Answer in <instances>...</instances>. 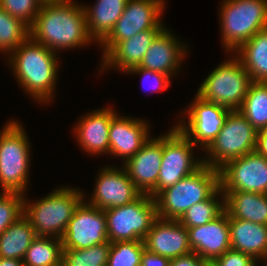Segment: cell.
Segmentation results:
<instances>
[{"label":"cell","mask_w":267,"mask_h":266,"mask_svg":"<svg viewBox=\"0 0 267 266\" xmlns=\"http://www.w3.org/2000/svg\"><path fill=\"white\" fill-rule=\"evenodd\" d=\"M30 28V37L52 51L89 45L82 4L74 0L44 1ZM92 40V41H91Z\"/></svg>","instance_id":"6da1fadb"},{"label":"cell","mask_w":267,"mask_h":266,"mask_svg":"<svg viewBox=\"0 0 267 266\" xmlns=\"http://www.w3.org/2000/svg\"><path fill=\"white\" fill-rule=\"evenodd\" d=\"M56 54L29 36L9 55L14 77L36 102L50 103L55 93L59 67Z\"/></svg>","instance_id":"7a4b0ae2"},{"label":"cell","mask_w":267,"mask_h":266,"mask_svg":"<svg viewBox=\"0 0 267 266\" xmlns=\"http://www.w3.org/2000/svg\"><path fill=\"white\" fill-rule=\"evenodd\" d=\"M84 196L83 191L69 186L55 189L33 203L24 196L23 215L30 221L35 236L61 239Z\"/></svg>","instance_id":"3957f363"},{"label":"cell","mask_w":267,"mask_h":266,"mask_svg":"<svg viewBox=\"0 0 267 266\" xmlns=\"http://www.w3.org/2000/svg\"><path fill=\"white\" fill-rule=\"evenodd\" d=\"M219 187V170L203 163L154 198L157 217L179 220L191 206L208 199Z\"/></svg>","instance_id":"277c9868"},{"label":"cell","mask_w":267,"mask_h":266,"mask_svg":"<svg viewBox=\"0 0 267 266\" xmlns=\"http://www.w3.org/2000/svg\"><path fill=\"white\" fill-rule=\"evenodd\" d=\"M16 120L8 121L0 133L1 192L25 195L30 167V142L24 128Z\"/></svg>","instance_id":"5b68a950"},{"label":"cell","mask_w":267,"mask_h":266,"mask_svg":"<svg viewBox=\"0 0 267 266\" xmlns=\"http://www.w3.org/2000/svg\"><path fill=\"white\" fill-rule=\"evenodd\" d=\"M221 3V43L233 54L257 32L267 28V0H224Z\"/></svg>","instance_id":"8992f818"},{"label":"cell","mask_w":267,"mask_h":266,"mask_svg":"<svg viewBox=\"0 0 267 266\" xmlns=\"http://www.w3.org/2000/svg\"><path fill=\"white\" fill-rule=\"evenodd\" d=\"M249 73L242 62L234 59L219 64L203 81L197 90L201 99L226 107L239 110L243 104L251 84Z\"/></svg>","instance_id":"52a82bcc"},{"label":"cell","mask_w":267,"mask_h":266,"mask_svg":"<svg viewBox=\"0 0 267 266\" xmlns=\"http://www.w3.org/2000/svg\"><path fill=\"white\" fill-rule=\"evenodd\" d=\"M258 131L239 110L230 111L219 134L205 149V165L219 170L226 163L255 151Z\"/></svg>","instance_id":"ba28073f"},{"label":"cell","mask_w":267,"mask_h":266,"mask_svg":"<svg viewBox=\"0 0 267 266\" xmlns=\"http://www.w3.org/2000/svg\"><path fill=\"white\" fill-rule=\"evenodd\" d=\"M108 241H143L157 218L156 202L149 194L123 206L106 209Z\"/></svg>","instance_id":"9c48e42d"},{"label":"cell","mask_w":267,"mask_h":266,"mask_svg":"<svg viewBox=\"0 0 267 266\" xmlns=\"http://www.w3.org/2000/svg\"><path fill=\"white\" fill-rule=\"evenodd\" d=\"M196 147L177 127L171 128L163 136V156L155 190L150 194L155 198L166 188L182 178L194 173L202 164V159H194Z\"/></svg>","instance_id":"30bf717a"},{"label":"cell","mask_w":267,"mask_h":266,"mask_svg":"<svg viewBox=\"0 0 267 266\" xmlns=\"http://www.w3.org/2000/svg\"><path fill=\"white\" fill-rule=\"evenodd\" d=\"M164 0H128L125 10L110 33L99 43L103 59L120 41L144 30L164 26L161 20Z\"/></svg>","instance_id":"8fae6325"},{"label":"cell","mask_w":267,"mask_h":266,"mask_svg":"<svg viewBox=\"0 0 267 266\" xmlns=\"http://www.w3.org/2000/svg\"><path fill=\"white\" fill-rule=\"evenodd\" d=\"M222 192L267 194V159L256 151L231 160L219 169Z\"/></svg>","instance_id":"7c38bea8"},{"label":"cell","mask_w":267,"mask_h":266,"mask_svg":"<svg viewBox=\"0 0 267 266\" xmlns=\"http://www.w3.org/2000/svg\"><path fill=\"white\" fill-rule=\"evenodd\" d=\"M61 241L63 249H85L107 243L105 211L83 200L68 222Z\"/></svg>","instance_id":"4fadbf2b"},{"label":"cell","mask_w":267,"mask_h":266,"mask_svg":"<svg viewBox=\"0 0 267 266\" xmlns=\"http://www.w3.org/2000/svg\"><path fill=\"white\" fill-rule=\"evenodd\" d=\"M185 111L187 122L179 121L176 127L194 144L206 149L219 134L228 113L224 106L211 103L195 95L193 102Z\"/></svg>","instance_id":"5bb4252c"},{"label":"cell","mask_w":267,"mask_h":266,"mask_svg":"<svg viewBox=\"0 0 267 266\" xmlns=\"http://www.w3.org/2000/svg\"><path fill=\"white\" fill-rule=\"evenodd\" d=\"M114 167L108 165L99 171L94 193L88 204L106 210L131 203L142 194L124 167Z\"/></svg>","instance_id":"9a60e30c"},{"label":"cell","mask_w":267,"mask_h":266,"mask_svg":"<svg viewBox=\"0 0 267 266\" xmlns=\"http://www.w3.org/2000/svg\"><path fill=\"white\" fill-rule=\"evenodd\" d=\"M187 230L192 252L208 263L231 249L229 216L225 210L209 223Z\"/></svg>","instance_id":"2e32d148"},{"label":"cell","mask_w":267,"mask_h":266,"mask_svg":"<svg viewBox=\"0 0 267 266\" xmlns=\"http://www.w3.org/2000/svg\"><path fill=\"white\" fill-rule=\"evenodd\" d=\"M163 156V135L154 137L130 159L122 164L137 189L142 194H151L157 185Z\"/></svg>","instance_id":"e0dca14e"},{"label":"cell","mask_w":267,"mask_h":266,"mask_svg":"<svg viewBox=\"0 0 267 266\" xmlns=\"http://www.w3.org/2000/svg\"><path fill=\"white\" fill-rule=\"evenodd\" d=\"M143 241L148 251L169 260L192 252L188 230L178 220L157 217Z\"/></svg>","instance_id":"ac0fdd59"},{"label":"cell","mask_w":267,"mask_h":266,"mask_svg":"<svg viewBox=\"0 0 267 266\" xmlns=\"http://www.w3.org/2000/svg\"><path fill=\"white\" fill-rule=\"evenodd\" d=\"M147 121L116 114L109 129V154L123 158L133 157L150 139Z\"/></svg>","instance_id":"d6986e66"},{"label":"cell","mask_w":267,"mask_h":266,"mask_svg":"<svg viewBox=\"0 0 267 266\" xmlns=\"http://www.w3.org/2000/svg\"><path fill=\"white\" fill-rule=\"evenodd\" d=\"M171 32L164 28L156 36L138 67L170 77L177 73L183 62L181 60L187 54V48Z\"/></svg>","instance_id":"ffe728a7"},{"label":"cell","mask_w":267,"mask_h":266,"mask_svg":"<svg viewBox=\"0 0 267 266\" xmlns=\"http://www.w3.org/2000/svg\"><path fill=\"white\" fill-rule=\"evenodd\" d=\"M86 114L74 128L79 147L93 156L108 154L111 119L117 113L111 108H101Z\"/></svg>","instance_id":"44dd1931"},{"label":"cell","mask_w":267,"mask_h":266,"mask_svg":"<svg viewBox=\"0 0 267 266\" xmlns=\"http://www.w3.org/2000/svg\"><path fill=\"white\" fill-rule=\"evenodd\" d=\"M164 28V26H156L151 30L141 31L131 38L120 41L102 59L101 70L115 67L120 69L119 71L127 72L139 66L152 41Z\"/></svg>","instance_id":"7402d4cb"},{"label":"cell","mask_w":267,"mask_h":266,"mask_svg":"<svg viewBox=\"0 0 267 266\" xmlns=\"http://www.w3.org/2000/svg\"><path fill=\"white\" fill-rule=\"evenodd\" d=\"M229 228L232 250L248 254L256 261L267 259V225L229 218Z\"/></svg>","instance_id":"603a6c76"},{"label":"cell","mask_w":267,"mask_h":266,"mask_svg":"<svg viewBox=\"0 0 267 266\" xmlns=\"http://www.w3.org/2000/svg\"><path fill=\"white\" fill-rule=\"evenodd\" d=\"M229 218L267 225V194L245 191L223 192Z\"/></svg>","instance_id":"cb8c5ba5"},{"label":"cell","mask_w":267,"mask_h":266,"mask_svg":"<svg viewBox=\"0 0 267 266\" xmlns=\"http://www.w3.org/2000/svg\"><path fill=\"white\" fill-rule=\"evenodd\" d=\"M91 6H85L86 26L89 36L100 43L113 29L125 10L128 0H96Z\"/></svg>","instance_id":"d4e9b609"},{"label":"cell","mask_w":267,"mask_h":266,"mask_svg":"<svg viewBox=\"0 0 267 266\" xmlns=\"http://www.w3.org/2000/svg\"><path fill=\"white\" fill-rule=\"evenodd\" d=\"M235 53L252 82H267V28L257 32Z\"/></svg>","instance_id":"484cf974"},{"label":"cell","mask_w":267,"mask_h":266,"mask_svg":"<svg viewBox=\"0 0 267 266\" xmlns=\"http://www.w3.org/2000/svg\"><path fill=\"white\" fill-rule=\"evenodd\" d=\"M35 237L30 221L22 215L0 234V257L23 261Z\"/></svg>","instance_id":"4316f807"},{"label":"cell","mask_w":267,"mask_h":266,"mask_svg":"<svg viewBox=\"0 0 267 266\" xmlns=\"http://www.w3.org/2000/svg\"><path fill=\"white\" fill-rule=\"evenodd\" d=\"M63 248L61 239L36 236L26 251L24 266H61Z\"/></svg>","instance_id":"83f0119b"},{"label":"cell","mask_w":267,"mask_h":266,"mask_svg":"<svg viewBox=\"0 0 267 266\" xmlns=\"http://www.w3.org/2000/svg\"><path fill=\"white\" fill-rule=\"evenodd\" d=\"M239 111L258 132L267 125V82H251Z\"/></svg>","instance_id":"f1b7e54d"},{"label":"cell","mask_w":267,"mask_h":266,"mask_svg":"<svg viewBox=\"0 0 267 266\" xmlns=\"http://www.w3.org/2000/svg\"><path fill=\"white\" fill-rule=\"evenodd\" d=\"M224 210V194L219 187L208 199L191 206L178 221L186 228L202 226L218 217Z\"/></svg>","instance_id":"f546056e"},{"label":"cell","mask_w":267,"mask_h":266,"mask_svg":"<svg viewBox=\"0 0 267 266\" xmlns=\"http://www.w3.org/2000/svg\"><path fill=\"white\" fill-rule=\"evenodd\" d=\"M29 36V26L0 7V52L9 57Z\"/></svg>","instance_id":"4dcf8cb0"},{"label":"cell","mask_w":267,"mask_h":266,"mask_svg":"<svg viewBox=\"0 0 267 266\" xmlns=\"http://www.w3.org/2000/svg\"><path fill=\"white\" fill-rule=\"evenodd\" d=\"M111 243H102L85 249H63L61 266H106Z\"/></svg>","instance_id":"1f68e13d"},{"label":"cell","mask_w":267,"mask_h":266,"mask_svg":"<svg viewBox=\"0 0 267 266\" xmlns=\"http://www.w3.org/2000/svg\"><path fill=\"white\" fill-rule=\"evenodd\" d=\"M144 241H117L111 243L106 266H140Z\"/></svg>","instance_id":"d6a6232c"},{"label":"cell","mask_w":267,"mask_h":266,"mask_svg":"<svg viewBox=\"0 0 267 266\" xmlns=\"http://www.w3.org/2000/svg\"><path fill=\"white\" fill-rule=\"evenodd\" d=\"M24 213V194L2 192L0 194V234Z\"/></svg>","instance_id":"836d02e7"},{"label":"cell","mask_w":267,"mask_h":266,"mask_svg":"<svg viewBox=\"0 0 267 266\" xmlns=\"http://www.w3.org/2000/svg\"><path fill=\"white\" fill-rule=\"evenodd\" d=\"M43 2V0H0V7L30 27Z\"/></svg>","instance_id":"e575fe53"},{"label":"cell","mask_w":267,"mask_h":266,"mask_svg":"<svg viewBox=\"0 0 267 266\" xmlns=\"http://www.w3.org/2000/svg\"><path fill=\"white\" fill-rule=\"evenodd\" d=\"M212 264L214 266H256L257 261L248 254L229 249Z\"/></svg>","instance_id":"d590c367"},{"label":"cell","mask_w":267,"mask_h":266,"mask_svg":"<svg viewBox=\"0 0 267 266\" xmlns=\"http://www.w3.org/2000/svg\"><path fill=\"white\" fill-rule=\"evenodd\" d=\"M132 73V74H138L140 75L141 74V77H142V80L145 82L149 81L151 79V82L152 80H154L153 82L155 83H151V82H148V83H151V85H149V88H152V91H164L166 90V88L169 87L170 85V81H171V77L164 74V73H161V72H157V71H151V70H146V69H143V68H140V67H134L130 70H128L126 73ZM142 81V83H143ZM145 82V83H146ZM144 84V83H143ZM153 84V85H152ZM152 86V87H151Z\"/></svg>","instance_id":"8d00e7d4"},{"label":"cell","mask_w":267,"mask_h":266,"mask_svg":"<svg viewBox=\"0 0 267 266\" xmlns=\"http://www.w3.org/2000/svg\"><path fill=\"white\" fill-rule=\"evenodd\" d=\"M170 261L165 256L152 253L145 248L142 252L140 266H170Z\"/></svg>","instance_id":"74e56055"},{"label":"cell","mask_w":267,"mask_h":266,"mask_svg":"<svg viewBox=\"0 0 267 266\" xmlns=\"http://www.w3.org/2000/svg\"><path fill=\"white\" fill-rule=\"evenodd\" d=\"M207 264L208 262L193 252L170 261V266H207Z\"/></svg>","instance_id":"f35d334b"},{"label":"cell","mask_w":267,"mask_h":266,"mask_svg":"<svg viewBox=\"0 0 267 266\" xmlns=\"http://www.w3.org/2000/svg\"><path fill=\"white\" fill-rule=\"evenodd\" d=\"M255 151L267 159V136H257Z\"/></svg>","instance_id":"ab89813d"},{"label":"cell","mask_w":267,"mask_h":266,"mask_svg":"<svg viewBox=\"0 0 267 266\" xmlns=\"http://www.w3.org/2000/svg\"><path fill=\"white\" fill-rule=\"evenodd\" d=\"M0 266H24L23 261L19 259H8L0 257Z\"/></svg>","instance_id":"60d3db41"},{"label":"cell","mask_w":267,"mask_h":266,"mask_svg":"<svg viewBox=\"0 0 267 266\" xmlns=\"http://www.w3.org/2000/svg\"><path fill=\"white\" fill-rule=\"evenodd\" d=\"M257 136H267V125L261 131L258 132Z\"/></svg>","instance_id":"b9f144b4"},{"label":"cell","mask_w":267,"mask_h":266,"mask_svg":"<svg viewBox=\"0 0 267 266\" xmlns=\"http://www.w3.org/2000/svg\"><path fill=\"white\" fill-rule=\"evenodd\" d=\"M207 266H214L212 263H208Z\"/></svg>","instance_id":"7bdbcfd3"},{"label":"cell","mask_w":267,"mask_h":266,"mask_svg":"<svg viewBox=\"0 0 267 266\" xmlns=\"http://www.w3.org/2000/svg\"><path fill=\"white\" fill-rule=\"evenodd\" d=\"M264 263H265L264 265L267 266V259L264 261Z\"/></svg>","instance_id":"ee69618b"}]
</instances>
